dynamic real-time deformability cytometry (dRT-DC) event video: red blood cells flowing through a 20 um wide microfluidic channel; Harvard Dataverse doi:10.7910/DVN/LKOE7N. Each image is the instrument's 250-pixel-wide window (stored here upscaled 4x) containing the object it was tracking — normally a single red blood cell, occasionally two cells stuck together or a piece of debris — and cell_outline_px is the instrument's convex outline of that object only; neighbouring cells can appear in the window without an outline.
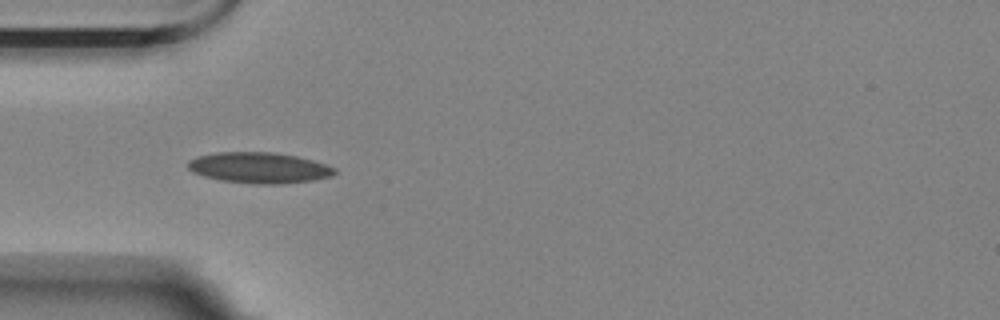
{"species": "Egyptian fruit bat (a non-hibernating species)", "species_latin": "Rousettus aegyptiacus", "temperature_condition": "room temperature", "stored_images_in_passage": 4, "camera_frame_rate_fps": 3000, "um_per_image_px": 0.085, "animal": {"sex": "female"}, "frame": {"image": 1, "passage_image": 3, "time_ms": 3.333, "image_size_px": [1000, 320], "cell_outline_px": [[336, 172], [328, 176], [312, 180], [280, 184], [260, 184], [220, 180], [204, 176], [192, 172], [188, 168], [188, 160], [196, 156], [216, 152], [272, 152], [296, 156], [312, 160], [336, 168]], "centroid_in_image_um": [21.97, 14.25], "position_along_channel_um": 63.0, "area_um2": 26.18}}
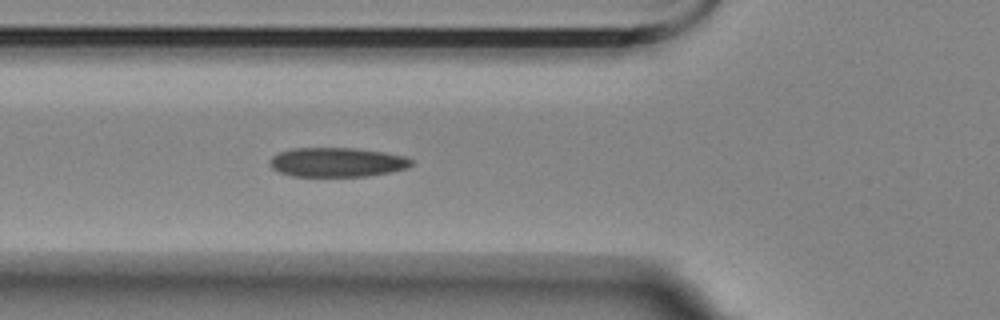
{"frame": {"image": 2, "passage_image": 4, "time_ms": 4.333, "image_size_px": [1000, 320], "cell_outline_px": [[412, 164], [408, 168], [392, 172], [368, 176], [292, 176], [280, 172], [272, 168], [272, 156], [280, 152], [292, 148], [356, 148], [384, 152], [404, 156], [412, 160]], "centroid_in_image_um": [28.69, 13.79], "position_along_channel_um": 97.1, "area_um2": 24.1}}